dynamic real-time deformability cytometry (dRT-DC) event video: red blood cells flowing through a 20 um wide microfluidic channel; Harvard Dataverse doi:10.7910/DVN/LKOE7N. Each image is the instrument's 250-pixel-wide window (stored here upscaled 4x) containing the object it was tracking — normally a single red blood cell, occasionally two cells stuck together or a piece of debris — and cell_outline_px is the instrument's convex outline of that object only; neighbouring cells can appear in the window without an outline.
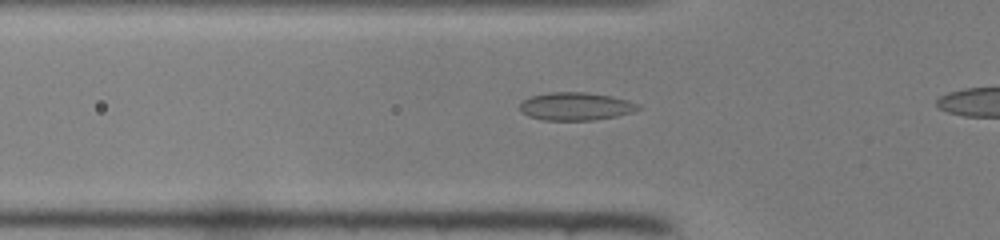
{"species": "common noctule bat (a hibernating species)", "species_latin": "Nyctalus noctula", "temperature_condition": "room temperature", "stored_images_in_passage": 18, "camera_frame_rate_fps": 3000, "um_per_image_px": 0.085, "animal": {"sex": "female", "body_mass_g": 22.0, "forearm_length_mm": 56.7}, "frame": {"image": 1, "passage_image": 7, "time_ms": 2.0, "image_size_px": [1000, 240], "cell_outline_px": [[640, 108], [632, 112], [616, 116], [592, 120], [544, 120], [528, 116], [520, 112], [520, 104], [524, 100], [532, 96], [548, 92], [584, 92], [612, 96], [628, 100], [640, 104]], "centroid_in_image_um": [48.93, 9.04], "position_along_channel_um": 76.9, "area_um2": 19.25}}
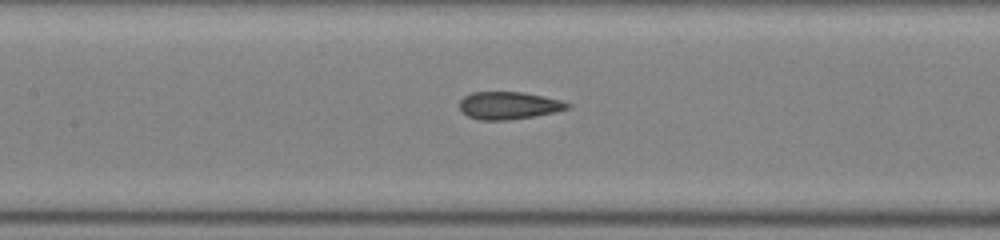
{"frame": {"image": 2, "passage_image": 13, "time_ms": 4.0, "image_size_px": [1000, 240], "cell_outline_px": [[572, 108], [556, 112], [508, 120], [480, 120], [468, 116], [460, 108], [460, 100], [464, 96], [472, 92], [524, 92], [560, 100], [572, 104]], "centroid_in_image_um": [43.27, 8.96], "position_along_channel_um": 164.1, "area_um2": 17.28}}
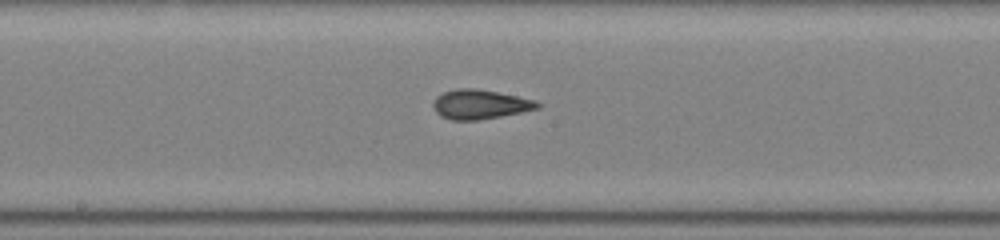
{"frame": {"image": 3, "passage_image": 16, "time_ms": 5.0, "image_size_px": [1000, 240], "cell_outline_px": [[540, 108], [500, 116], [476, 120], [452, 120], [440, 116], [436, 112], [432, 104], [436, 96], [444, 92], [456, 88], [476, 88], [536, 100], [540, 104]], "centroid_in_image_um": [40.77, 8.86], "position_along_channel_um": 207.4, "area_um2": 17.74}}